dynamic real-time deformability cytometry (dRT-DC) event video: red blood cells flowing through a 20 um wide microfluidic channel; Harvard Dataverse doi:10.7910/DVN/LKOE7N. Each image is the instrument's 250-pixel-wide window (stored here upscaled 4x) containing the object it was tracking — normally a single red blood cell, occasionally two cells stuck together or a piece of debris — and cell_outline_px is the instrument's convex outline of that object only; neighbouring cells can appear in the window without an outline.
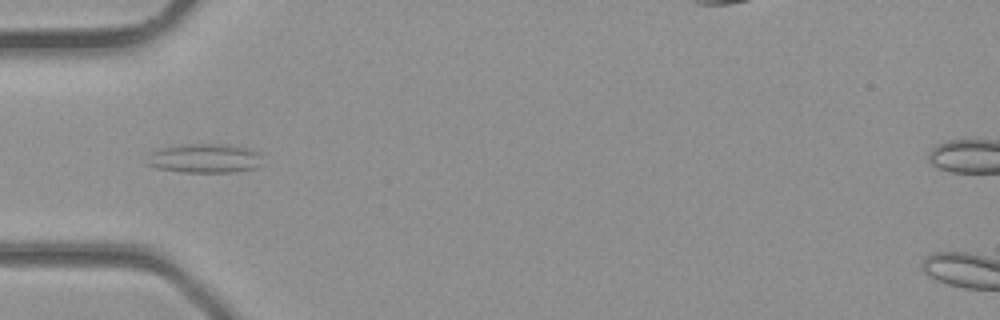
{"species": "common noctule bat (a hibernating species)", "species_latin": "Nyctalus noctula", "temperature_condition": "room temperature", "stored_images_in_passage": 31, "segment_of_instrument_passage": [1, 2], "camera_frame_rate_fps": 3000, "um_per_image_px": 0.085, "animal": {"sex": "male", "body_mass_g": 23.1, "forearm_length_mm": 52.7}, "frame": {"image": 1, "passage_image": 5, "time_ms": 1.333, "image_size_px": [1000, 320], "cell_outline_px": [[260, 164], [256, 168], [232, 172], [184, 172], [156, 168], [144, 164], [148, 152], [160, 148], [180, 144], [228, 144], [260, 152]], "centroid_in_image_um": [17.3, 13.45], "position_along_channel_um": 67.7, "area_um2": 19.88}}
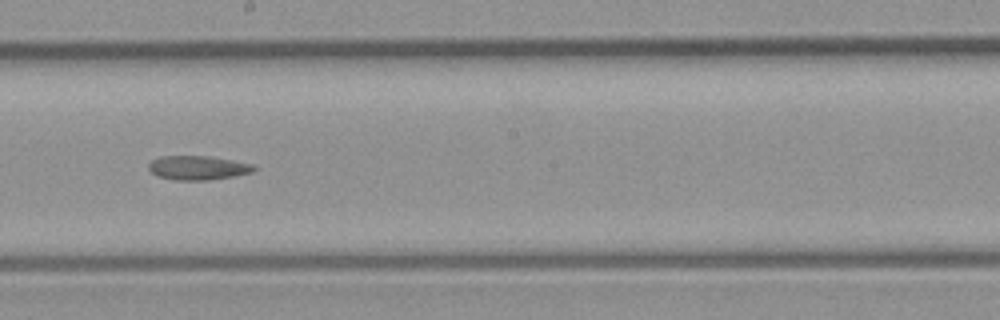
{"frame": {"image": 2, "passage_image": 14, "time_ms": 4.333, "image_size_px": [1000, 320], "cell_outline_px": [[256, 168], [252, 172], [232, 176], [208, 180], [176, 180], [156, 176], [148, 168], [148, 164], [152, 160], [160, 156], [208, 156], [252, 164]], "centroid_in_image_um": [16.77, 14.26], "position_along_channel_um": 231.4, "area_um2": 14.62}}
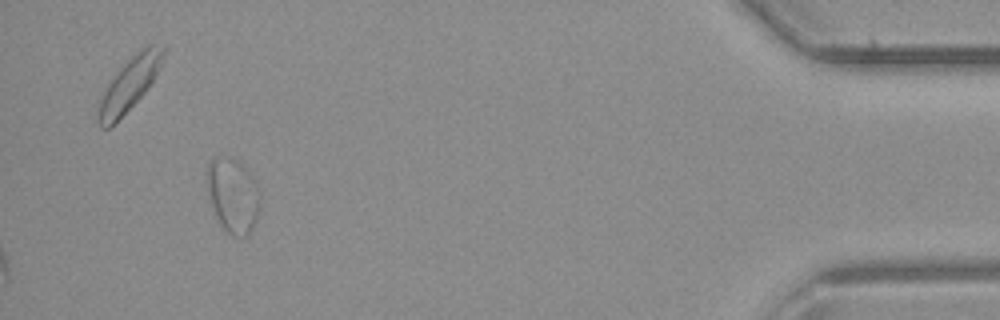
{"frame": {"image": 3, "passage_image": 28, "time_ms": 9.0, "image_size_px": [1000, 320], "cell_outline_px": [[260, 208], [256, 220], [252, 228], [244, 236], [232, 236], [220, 224], [212, 208], [208, 196], [208, 164], [216, 156], [232, 156], [240, 160], [256, 180], [260, 192]], "centroid_in_image_um": [19.83, 16.56], "position_along_channel_um": 415.4, "area_um2": 23.35}}